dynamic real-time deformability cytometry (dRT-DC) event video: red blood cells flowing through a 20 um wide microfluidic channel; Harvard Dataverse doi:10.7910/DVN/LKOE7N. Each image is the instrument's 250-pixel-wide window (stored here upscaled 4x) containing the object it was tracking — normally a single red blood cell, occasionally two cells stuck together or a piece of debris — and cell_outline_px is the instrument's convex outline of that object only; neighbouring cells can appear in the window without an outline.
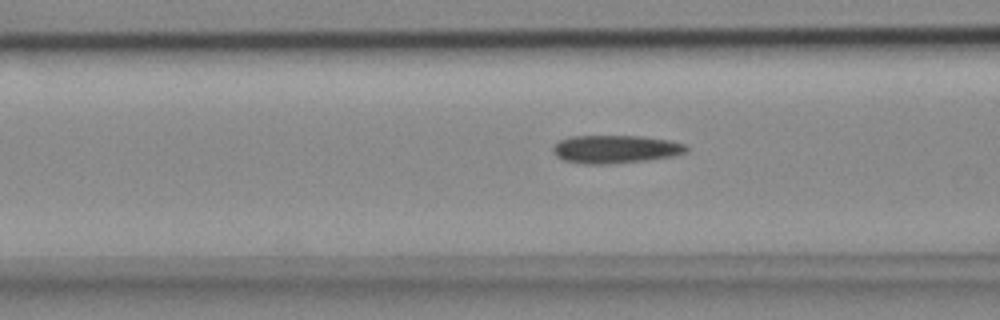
{"species": "common noctule bat (a hibernating species)", "species_latin": "Nyctalus noctula", "temperature_condition": "cold", "stored_images_in_passage": 5, "camera_frame_rate_fps": 3000, "um_per_image_px": 0.085, "animal": {"sex": "female", "body_mass_g": 18.4}, "frame": {"image": 1, "passage_image": 5, "time_ms": 1.333, "image_size_px": [1000, 320], "cell_outline_px": [[688, 152], [672, 156], [644, 160], [604, 164], [584, 164], [564, 160], [556, 156], [552, 148], [560, 140], [568, 136], [640, 136], [668, 140], [684, 144], [688, 148]], "centroid_in_image_um": [52.29, 12.67], "position_along_channel_um": 114.3, "area_um2": 21.62}}